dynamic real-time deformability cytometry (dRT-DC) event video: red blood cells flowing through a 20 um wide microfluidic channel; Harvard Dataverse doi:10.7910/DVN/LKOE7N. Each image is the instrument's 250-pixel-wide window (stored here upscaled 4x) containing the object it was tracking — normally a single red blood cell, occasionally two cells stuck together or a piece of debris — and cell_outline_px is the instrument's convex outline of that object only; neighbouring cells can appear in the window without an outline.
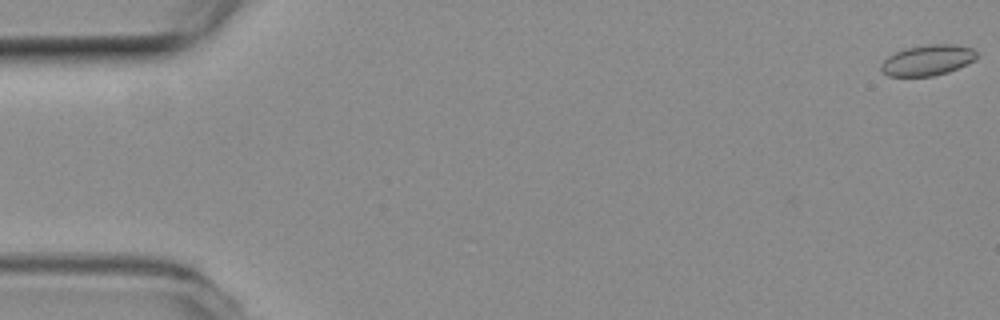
{"species": "common noctule bat (a hibernating species)", "species_latin": "Nyctalus noctula", "temperature_condition": "room temperature", "stored_images_in_passage": 56, "camera_frame_rate_fps": 3000, "um_per_image_px": 0.085, "animal": {"sex": "female", "body_mass_g": 19.3, "forearm_length_mm": 54.1}, "frame": {"image": 1, "passage_image": 1, "time_ms": 0.0, "image_size_px": [1000, 320], "cell_outline_px": [[976, 56], [968, 64], [948, 72], [932, 76], [888, 76], [880, 72], [880, 64], [888, 56], [904, 48], [928, 44], [952, 44], [972, 48], [976, 52]], "centroid_in_image_um": [78.79, 5.12], "position_along_channel_um": 6.2, "area_um2": 17.11}}
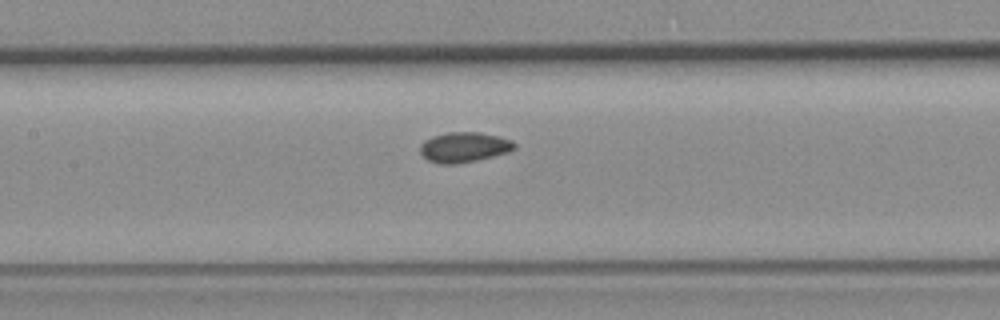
{"frame": {"image": 2, "passage_image": 26, "time_ms": 8.333, "image_size_px": [1000, 320], "cell_outline_px": [[516, 148], [508, 152], [476, 160], [456, 164], [440, 164], [428, 160], [420, 152], [420, 144], [424, 140], [432, 136], [448, 132], [480, 132], [512, 140], [516, 144]], "centroid_in_image_um": [39.43, 12.51], "position_along_channel_um": 168.0, "area_um2": 16.53}}
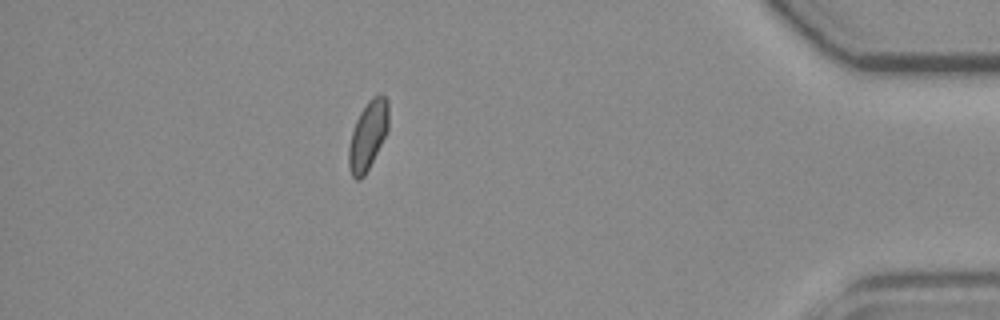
{"frame": {"image": 3, "passage_image": 49, "time_ms": 16.0, "image_size_px": [1000, 320], "cell_outline_px": [[388, 128], [364, 176], [360, 180], [356, 180], [352, 176], [348, 164], [348, 148], [352, 132], [356, 120], [360, 112], [368, 100], [372, 96], [380, 92], [388, 100]], "centroid_in_image_um": [31.26, 11.46], "position_along_channel_um": 403.9, "area_um2": 15.78}, "authors_computed_cell_mechanics": {"area_um2": 16.1262, "velocity_mm_per_s": 3.745, "shape_relaxation_time_tau1_ms": null, "shape_relaxation_time_tau2_ms": 3.5847, "deformation_change_tau1": null, "deformation_change_tau2": 0.0557}}